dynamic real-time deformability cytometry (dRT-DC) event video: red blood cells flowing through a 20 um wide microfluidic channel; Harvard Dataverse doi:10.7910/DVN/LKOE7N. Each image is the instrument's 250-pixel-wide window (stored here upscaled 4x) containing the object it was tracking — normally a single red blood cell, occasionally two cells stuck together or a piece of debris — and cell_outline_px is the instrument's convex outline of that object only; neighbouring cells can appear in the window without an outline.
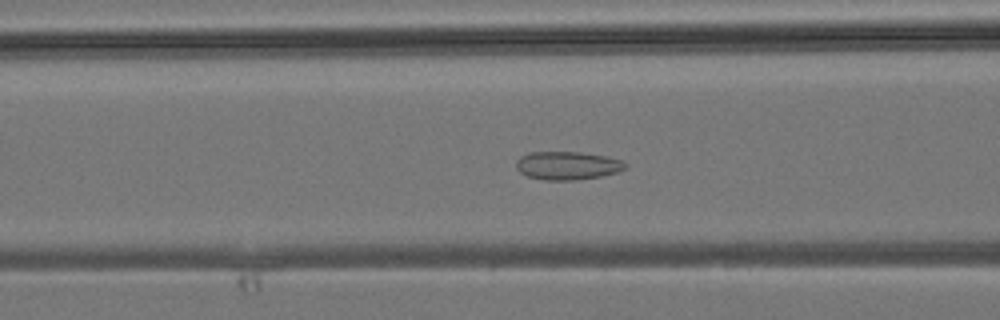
{"species": "common noctule bat (a hibernating species)", "species_latin": "Nyctalus noctula", "temperature_condition": "room temperature", "stored_images_in_passage": 43, "camera_frame_rate_fps": 3000, "um_per_image_px": 0.085, "animal": {"sex": "male", "body_mass_g": 19.2, "forearm_length_mm": 51.8}, "frame": {"image": 1, "passage_image": 17, "time_ms": 5.333, "image_size_px": [1000, 320], "cell_outline_px": [[628, 168], [616, 172], [600, 176], [576, 180], [544, 180], [528, 176], [520, 172], [516, 168], [516, 160], [520, 156], [528, 152], [580, 152], [608, 156], [620, 160], [628, 164]], "centroid_in_image_um": [48.23, 14.06], "position_along_channel_um": 118.4, "area_um2": 18.09}}
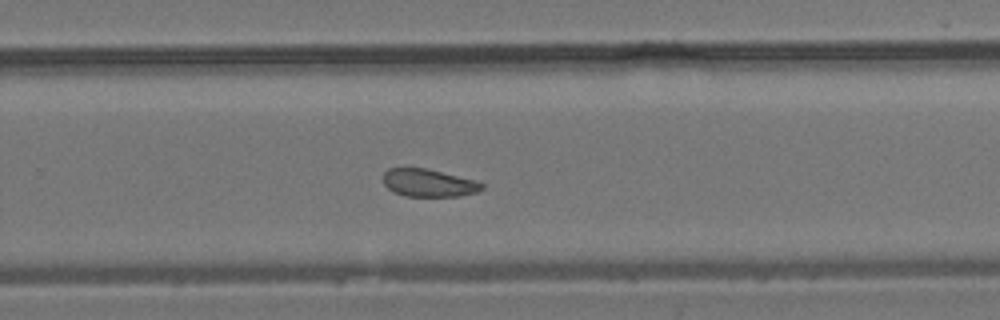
{"frame": {"image": 2, "passage_image": 28, "time_ms": 9.0, "image_size_px": [1000, 320], "cell_outline_px": [[484, 188], [476, 192], [460, 196], [404, 196], [392, 192], [384, 184], [384, 172], [388, 168], [428, 168], [476, 180], [484, 184]], "centroid_in_image_um": [36.44, 15.54], "position_along_channel_um": 293.4, "area_um2": 16.07}}
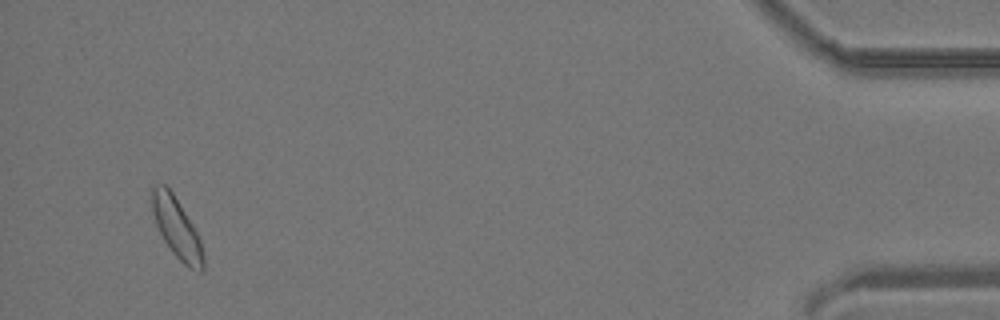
{"frame": {"image": 3, "passage_image": 41, "time_ms": 13.333, "image_size_px": [1000, 320], "cell_outline_px": [[204, 272], [200, 272], [188, 268], [172, 252], [164, 240], [156, 224], [152, 212], [152, 184], [164, 184], [172, 192], [192, 224], [200, 240], [204, 252]], "centroid_in_image_um": [15.03, 19.41], "position_along_channel_um": 420.2, "area_um2": 17.86}}